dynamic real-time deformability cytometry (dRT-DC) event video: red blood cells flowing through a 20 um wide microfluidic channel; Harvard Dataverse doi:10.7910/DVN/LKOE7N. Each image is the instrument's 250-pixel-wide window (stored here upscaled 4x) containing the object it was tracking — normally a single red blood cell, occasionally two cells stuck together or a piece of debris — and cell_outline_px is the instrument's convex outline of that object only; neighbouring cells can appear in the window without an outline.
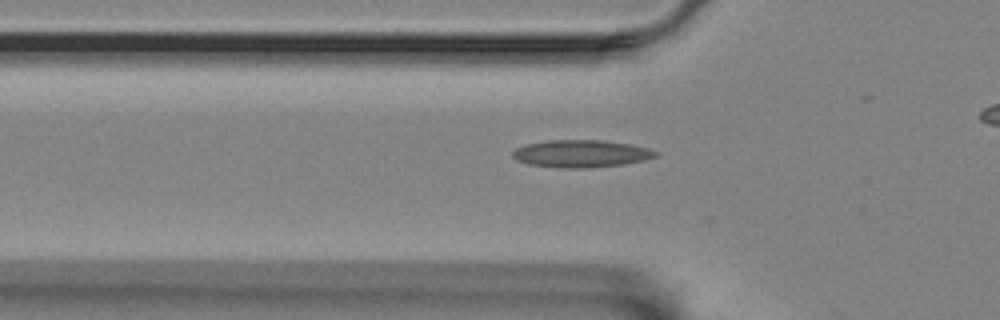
{"species": "Egyptian fruit bat (a non-hibernating species)", "species_latin": "Rousettus aegyptiacus", "temperature_condition": "room temperature", "stored_images_in_passage": 11, "camera_frame_rate_fps": 3000, "um_per_image_px": 0.085, "animal": {"sex": "female"}, "frame": {"image": 1, "passage_image": 10, "time_ms": 3.0, "image_size_px": [1000, 320], "cell_outline_px": [[660, 152], [656, 156], [644, 160], [624, 164], [588, 168], [564, 168], [528, 164], [516, 160], [512, 156], [512, 152], [516, 148], [524, 144], [548, 140], [600, 140], [632, 144], [648, 148]], "centroid_in_image_um": [49.39, 13.05], "position_along_channel_um": 76.4, "area_um2": 22.95}}